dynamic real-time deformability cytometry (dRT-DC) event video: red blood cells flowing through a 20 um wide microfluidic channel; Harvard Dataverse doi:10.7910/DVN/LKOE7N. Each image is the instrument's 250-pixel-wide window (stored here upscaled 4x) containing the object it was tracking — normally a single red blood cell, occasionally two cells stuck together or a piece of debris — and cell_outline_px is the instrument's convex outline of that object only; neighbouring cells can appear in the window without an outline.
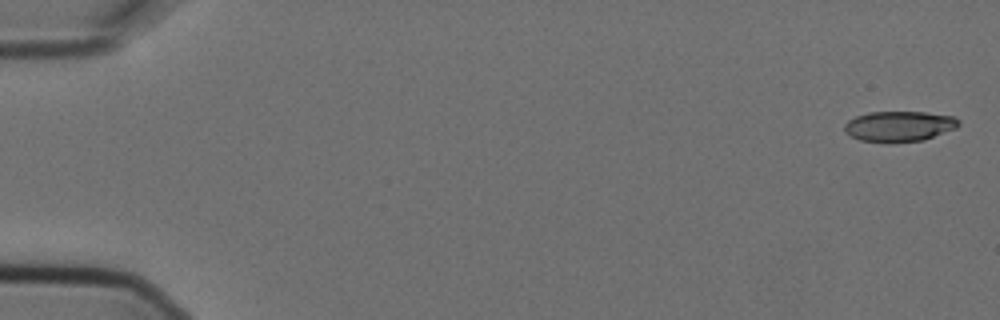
{"species": "Egyptian fruit bat (a non-hibernating species)", "species_latin": "Rousettus aegyptiacus", "temperature_condition": "cold", "stored_images_in_passage": 11, "camera_frame_rate_fps": 3000, "um_per_image_px": 0.085, "animal": {"sex": "female"}, "frame": {"image": 1, "passage_image": 1, "time_ms": 0.0, "image_size_px": [1000, 320], "cell_outline_px": [[960, 124], [956, 128], [924, 140], [860, 140], [844, 132], [844, 124], [848, 120], [856, 116], [868, 112], [924, 112], [956, 116], [960, 120]], "centroid_in_image_um": [76.47, 10.69], "position_along_channel_um": 8.5, "area_um2": 19.77}}
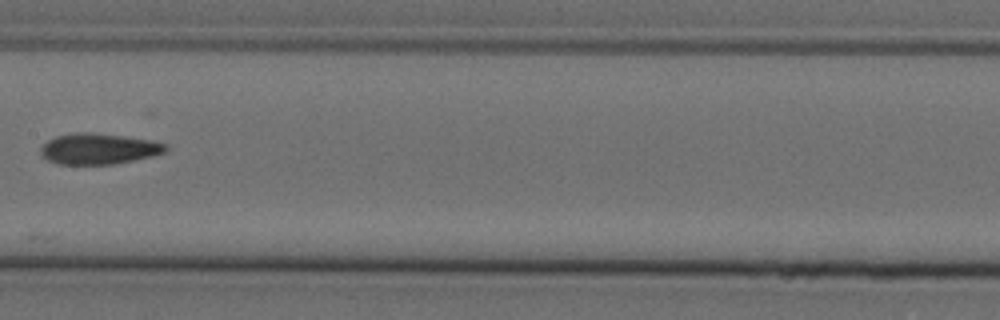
{"frame": {"image": 2, "passage_image": 8, "time_ms": 2.333, "image_size_px": [1000, 320], "cell_outline_px": [[168, 148], [164, 152], [152, 156], [112, 164], [60, 164], [48, 160], [40, 152], [40, 148], [48, 140], [56, 136], [80, 132], [88, 132], [120, 136], [148, 140], [168, 144]], "centroid_in_image_um": [8.37, 12.65], "position_along_channel_um": 199.0, "area_um2": 22.02}}